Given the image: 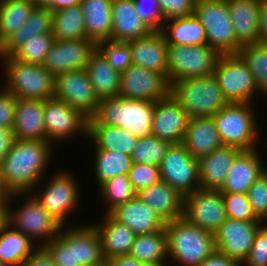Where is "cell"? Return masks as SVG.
<instances>
[{"label": "cell", "instance_id": "1", "mask_svg": "<svg viewBox=\"0 0 267 266\" xmlns=\"http://www.w3.org/2000/svg\"><path fill=\"white\" fill-rule=\"evenodd\" d=\"M53 148L48 141L14 139L0 165V181L5 192H32L45 179Z\"/></svg>", "mask_w": 267, "mask_h": 266}, {"label": "cell", "instance_id": "2", "mask_svg": "<svg viewBox=\"0 0 267 266\" xmlns=\"http://www.w3.org/2000/svg\"><path fill=\"white\" fill-rule=\"evenodd\" d=\"M169 266H199L215 250L214 234L189 223L184 217L166 222ZM171 260V261H170Z\"/></svg>", "mask_w": 267, "mask_h": 266}, {"label": "cell", "instance_id": "3", "mask_svg": "<svg viewBox=\"0 0 267 266\" xmlns=\"http://www.w3.org/2000/svg\"><path fill=\"white\" fill-rule=\"evenodd\" d=\"M16 198L25 200L18 208L13 204ZM8 225L25 234L33 242L36 241L38 247L56 238L63 226L42 207L31 192L9 194Z\"/></svg>", "mask_w": 267, "mask_h": 266}, {"label": "cell", "instance_id": "4", "mask_svg": "<svg viewBox=\"0 0 267 266\" xmlns=\"http://www.w3.org/2000/svg\"><path fill=\"white\" fill-rule=\"evenodd\" d=\"M155 102L120 96L100 100L93 116L100 124L121 127L137 137L152 135Z\"/></svg>", "mask_w": 267, "mask_h": 266}, {"label": "cell", "instance_id": "5", "mask_svg": "<svg viewBox=\"0 0 267 266\" xmlns=\"http://www.w3.org/2000/svg\"><path fill=\"white\" fill-rule=\"evenodd\" d=\"M3 88L21 99L46 100L54 97L55 77L40 64L24 63L17 59L1 57Z\"/></svg>", "mask_w": 267, "mask_h": 266}, {"label": "cell", "instance_id": "6", "mask_svg": "<svg viewBox=\"0 0 267 266\" xmlns=\"http://www.w3.org/2000/svg\"><path fill=\"white\" fill-rule=\"evenodd\" d=\"M170 94L190 118L212 117L228 104L214 74L172 82Z\"/></svg>", "mask_w": 267, "mask_h": 266}, {"label": "cell", "instance_id": "7", "mask_svg": "<svg viewBox=\"0 0 267 266\" xmlns=\"http://www.w3.org/2000/svg\"><path fill=\"white\" fill-rule=\"evenodd\" d=\"M253 105L249 102L228 103L212 116L223 146H233L241 150L257 148L261 135Z\"/></svg>", "mask_w": 267, "mask_h": 266}, {"label": "cell", "instance_id": "8", "mask_svg": "<svg viewBox=\"0 0 267 266\" xmlns=\"http://www.w3.org/2000/svg\"><path fill=\"white\" fill-rule=\"evenodd\" d=\"M194 15L204 26L208 45L220 55L237 54V40L227 0H197Z\"/></svg>", "mask_w": 267, "mask_h": 266}, {"label": "cell", "instance_id": "9", "mask_svg": "<svg viewBox=\"0 0 267 266\" xmlns=\"http://www.w3.org/2000/svg\"><path fill=\"white\" fill-rule=\"evenodd\" d=\"M219 57L220 54L208 44H167V79L172 83L185 78L212 75Z\"/></svg>", "mask_w": 267, "mask_h": 266}, {"label": "cell", "instance_id": "10", "mask_svg": "<svg viewBox=\"0 0 267 266\" xmlns=\"http://www.w3.org/2000/svg\"><path fill=\"white\" fill-rule=\"evenodd\" d=\"M40 181L32 191L35 198L42 207L57 219L63 226L68 220V216L77 210L80 200V186L74 175L68 171H57L51 174L50 179L44 185ZM42 188H41V187ZM38 187L42 190H37ZM44 187V189H43ZM37 193V194H36Z\"/></svg>", "mask_w": 267, "mask_h": 266}, {"label": "cell", "instance_id": "11", "mask_svg": "<svg viewBox=\"0 0 267 266\" xmlns=\"http://www.w3.org/2000/svg\"><path fill=\"white\" fill-rule=\"evenodd\" d=\"M213 74L228 103H253L259 94L255 77L238 54L220 55Z\"/></svg>", "mask_w": 267, "mask_h": 266}, {"label": "cell", "instance_id": "12", "mask_svg": "<svg viewBox=\"0 0 267 266\" xmlns=\"http://www.w3.org/2000/svg\"><path fill=\"white\" fill-rule=\"evenodd\" d=\"M88 121L81 111L74 109L66 102L50 98L44 100V127L46 141L63 143L77 134L88 138Z\"/></svg>", "mask_w": 267, "mask_h": 266}, {"label": "cell", "instance_id": "13", "mask_svg": "<svg viewBox=\"0 0 267 266\" xmlns=\"http://www.w3.org/2000/svg\"><path fill=\"white\" fill-rule=\"evenodd\" d=\"M160 178L184 197L200 189L199 162L182 144H172L159 165Z\"/></svg>", "mask_w": 267, "mask_h": 266}, {"label": "cell", "instance_id": "14", "mask_svg": "<svg viewBox=\"0 0 267 266\" xmlns=\"http://www.w3.org/2000/svg\"><path fill=\"white\" fill-rule=\"evenodd\" d=\"M54 98L66 102L74 109L81 111L88 118L96 114L100 103L85 69L56 75Z\"/></svg>", "mask_w": 267, "mask_h": 266}, {"label": "cell", "instance_id": "15", "mask_svg": "<svg viewBox=\"0 0 267 266\" xmlns=\"http://www.w3.org/2000/svg\"><path fill=\"white\" fill-rule=\"evenodd\" d=\"M183 217L189 223L214 234L227 219L222 192L200 188L186 195Z\"/></svg>", "mask_w": 267, "mask_h": 266}, {"label": "cell", "instance_id": "16", "mask_svg": "<svg viewBox=\"0 0 267 266\" xmlns=\"http://www.w3.org/2000/svg\"><path fill=\"white\" fill-rule=\"evenodd\" d=\"M169 94L170 83L164 74L134 64L121 72L120 97L156 102Z\"/></svg>", "mask_w": 267, "mask_h": 266}, {"label": "cell", "instance_id": "17", "mask_svg": "<svg viewBox=\"0 0 267 266\" xmlns=\"http://www.w3.org/2000/svg\"><path fill=\"white\" fill-rule=\"evenodd\" d=\"M263 221L226 219L214 233L215 248L239 266L247 259L258 229Z\"/></svg>", "mask_w": 267, "mask_h": 266}, {"label": "cell", "instance_id": "18", "mask_svg": "<svg viewBox=\"0 0 267 266\" xmlns=\"http://www.w3.org/2000/svg\"><path fill=\"white\" fill-rule=\"evenodd\" d=\"M95 49L96 44L87 38L54 39L42 66L54 77L64 72L86 69L89 56Z\"/></svg>", "mask_w": 267, "mask_h": 266}, {"label": "cell", "instance_id": "19", "mask_svg": "<svg viewBox=\"0 0 267 266\" xmlns=\"http://www.w3.org/2000/svg\"><path fill=\"white\" fill-rule=\"evenodd\" d=\"M188 112L169 94L155 102L152 135L181 144L189 122Z\"/></svg>", "mask_w": 267, "mask_h": 266}, {"label": "cell", "instance_id": "20", "mask_svg": "<svg viewBox=\"0 0 267 266\" xmlns=\"http://www.w3.org/2000/svg\"><path fill=\"white\" fill-rule=\"evenodd\" d=\"M258 148L242 150L233 161L222 187V193H247L255 180L267 170Z\"/></svg>", "mask_w": 267, "mask_h": 266}, {"label": "cell", "instance_id": "21", "mask_svg": "<svg viewBox=\"0 0 267 266\" xmlns=\"http://www.w3.org/2000/svg\"><path fill=\"white\" fill-rule=\"evenodd\" d=\"M109 215L128 226L136 235L151 234L165 228V222L137 195L112 210Z\"/></svg>", "mask_w": 267, "mask_h": 266}, {"label": "cell", "instance_id": "22", "mask_svg": "<svg viewBox=\"0 0 267 266\" xmlns=\"http://www.w3.org/2000/svg\"><path fill=\"white\" fill-rule=\"evenodd\" d=\"M126 43L129 45L134 65L168 75L167 43L161 31H152L148 36Z\"/></svg>", "mask_w": 267, "mask_h": 266}, {"label": "cell", "instance_id": "23", "mask_svg": "<svg viewBox=\"0 0 267 266\" xmlns=\"http://www.w3.org/2000/svg\"><path fill=\"white\" fill-rule=\"evenodd\" d=\"M11 130L14 139L46 141L44 100L17 98Z\"/></svg>", "mask_w": 267, "mask_h": 266}, {"label": "cell", "instance_id": "24", "mask_svg": "<svg viewBox=\"0 0 267 266\" xmlns=\"http://www.w3.org/2000/svg\"><path fill=\"white\" fill-rule=\"evenodd\" d=\"M137 196L148 204L165 223L183 217L184 196L162 180L141 189L137 192Z\"/></svg>", "mask_w": 267, "mask_h": 266}, {"label": "cell", "instance_id": "25", "mask_svg": "<svg viewBox=\"0 0 267 266\" xmlns=\"http://www.w3.org/2000/svg\"><path fill=\"white\" fill-rule=\"evenodd\" d=\"M111 14L110 41L127 42L148 36L152 32L150 27L137 15L133 0H113Z\"/></svg>", "mask_w": 267, "mask_h": 266}, {"label": "cell", "instance_id": "26", "mask_svg": "<svg viewBox=\"0 0 267 266\" xmlns=\"http://www.w3.org/2000/svg\"><path fill=\"white\" fill-rule=\"evenodd\" d=\"M236 40L241 45L259 43L260 0H227Z\"/></svg>", "mask_w": 267, "mask_h": 266}, {"label": "cell", "instance_id": "27", "mask_svg": "<svg viewBox=\"0 0 267 266\" xmlns=\"http://www.w3.org/2000/svg\"><path fill=\"white\" fill-rule=\"evenodd\" d=\"M242 150L233 146H222L198 159L201 189L219 190L233 161Z\"/></svg>", "mask_w": 267, "mask_h": 266}, {"label": "cell", "instance_id": "28", "mask_svg": "<svg viewBox=\"0 0 267 266\" xmlns=\"http://www.w3.org/2000/svg\"><path fill=\"white\" fill-rule=\"evenodd\" d=\"M181 144L197 159L223 146L213 117L190 118Z\"/></svg>", "mask_w": 267, "mask_h": 266}, {"label": "cell", "instance_id": "29", "mask_svg": "<svg viewBox=\"0 0 267 266\" xmlns=\"http://www.w3.org/2000/svg\"><path fill=\"white\" fill-rule=\"evenodd\" d=\"M101 238L104 260L129 255L136 234L109 214H104L100 223L93 224Z\"/></svg>", "mask_w": 267, "mask_h": 266}, {"label": "cell", "instance_id": "30", "mask_svg": "<svg viewBox=\"0 0 267 266\" xmlns=\"http://www.w3.org/2000/svg\"><path fill=\"white\" fill-rule=\"evenodd\" d=\"M96 148L120 152L131 156L139 137L133 133L112 125L100 124L94 117L88 121V138Z\"/></svg>", "mask_w": 267, "mask_h": 266}, {"label": "cell", "instance_id": "31", "mask_svg": "<svg viewBox=\"0 0 267 266\" xmlns=\"http://www.w3.org/2000/svg\"><path fill=\"white\" fill-rule=\"evenodd\" d=\"M52 24V11L36 6L25 24L0 45V58L11 56L31 36L52 33Z\"/></svg>", "mask_w": 267, "mask_h": 266}, {"label": "cell", "instance_id": "32", "mask_svg": "<svg viewBox=\"0 0 267 266\" xmlns=\"http://www.w3.org/2000/svg\"><path fill=\"white\" fill-rule=\"evenodd\" d=\"M85 70L99 100L119 95L121 73L109 66L108 61L97 48L89 56Z\"/></svg>", "mask_w": 267, "mask_h": 266}, {"label": "cell", "instance_id": "33", "mask_svg": "<svg viewBox=\"0 0 267 266\" xmlns=\"http://www.w3.org/2000/svg\"><path fill=\"white\" fill-rule=\"evenodd\" d=\"M113 0H82L87 39L95 44L111 40Z\"/></svg>", "mask_w": 267, "mask_h": 266}, {"label": "cell", "instance_id": "34", "mask_svg": "<svg viewBox=\"0 0 267 266\" xmlns=\"http://www.w3.org/2000/svg\"><path fill=\"white\" fill-rule=\"evenodd\" d=\"M161 32L167 44H208L205 28L194 14L166 20Z\"/></svg>", "mask_w": 267, "mask_h": 266}, {"label": "cell", "instance_id": "35", "mask_svg": "<svg viewBox=\"0 0 267 266\" xmlns=\"http://www.w3.org/2000/svg\"><path fill=\"white\" fill-rule=\"evenodd\" d=\"M37 248L38 245L29 237L8 224L0 230V261L3 266H22Z\"/></svg>", "mask_w": 267, "mask_h": 266}, {"label": "cell", "instance_id": "36", "mask_svg": "<svg viewBox=\"0 0 267 266\" xmlns=\"http://www.w3.org/2000/svg\"><path fill=\"white\" fill-rule=\"evenodd\" d=\"M90 224L74 225L75 266L104 265L101 238L95 226Z\"/></svg>", "mask_w": 267, "mask_h": 266}, {"label": "cell", "instance_id": "37", "mask_svg": "<svg viewBox=\"0 0 267 266\" xmlns=\"http://www.w3.org/2000/svg\"><path fill=\"white\" fill-rule=\"evenodd\" d=\"M129 256L155 266H169L165 228L151 234L136 235Z\"/></svg>", "mask_w": 267, "mask_h": 266}, {"label": "cell", "instance_id": "38", "mask_svg": "<svg viewBox=\"0 0 267 266\" xmlns=\"http://www.w3.org/2000/svg\"><path fill=\"white\" fill-rule=\"evenodd\" d=\"M52 35L56 40H80L87 38L81 5L52 12Z\"/></svg>", "mask_w": 267, "mask_h": 266}, {"label": "cell", "instance_id": "39", "mask_svg": "<svg viewBox=\"0 0 267 266\" xmlns=\"http://www.w3.org/2000/svg\"><path fill=\"white\" fill-rule=\"evenodd\" d=\"M93 170L96 184L99 188L103 183L117 175H128L132 165V158L129 155L98 149L94 146Z\"/></svg>", "mask_w": 267, "mask_h": 266}, {"label": "cell", "instance_id": "40", "mask_svg": "<svg viewBox=\"0 0 267 266\" xmlns=\"http://www.w3.org/2000/svg\"><path fill=\"white\" fill-rule=\"evenodd\" d=\"M36 6L25 0L0 1V45L25 24Z\"/></svg>", "mask_w": 267, "mask_h": 266}, {"label": "cell", "instance_id": "41", "mask_svg": "<svg viewBox=\"0 0 267 266\" xmlns=\"http://www.w3.org/2000/svg\"><path fill=\"white\" fill-rule=\"evenodd\" d=\"M237 54L255 77L259 94L267 96V45L260 43L242 45Z\"/></svg>", "mask_w": 267, "mask_h": 266}, {"label": "cell", "instance_id": "42", "mask_svg": "<svg viewBox=\"0 0 267 266\" xmlns=\"http://www.w3.org/2000/svg\"><path fill=\"white\" fill-rule=\"evenodd\" d=\"M99 193L106 203V211L104 214H109L116 207L129 201L137 195L133 189L132 183L128 175H117L112 179L103 183L99 188ZM108 204V205H107Z\"/></svg>", "mask_w": 267, "mask_h": 266}, {"label": "cell", "instance_id": "43", "mask_svg": "<svg viewBox=\"0 0 267 266\" xmlns=\"http://www.w3.org/2000/svg\"><path fill=\"white\" fill-rule=\"evenodd\" d=\"M56 266H75L74 225L62 226L56 238L43 246Z\"/></svg>", "mask_w": 267, "mask_h": 266}, {"label": "cell", "instance_id": "44", "mask_svg": "<svg viewBox=\"0 0 267 266\" xmlns=\"http://www.w3.org/2000/svg\"><path fill=\"white\" fill-rule=\"evenodd\" d=\"M171 145L154 135L140 137L131 155L132 162L159 166Z\"/></svg>", "mask_w": 267, "mask_h": 266}, {"label": "cell", "instance_id": "45", "mask_svg": "<svg viewBox=\"0 0 267 266\" xmlns=\"http://www.w3.org/2000/svg\"><path fill=\"white\" fill-rule=\"evenodd\" d=\"M53 41L52 33L31 36L11 57L24 63L42 65Z\"/></svg>", "mask_w": 267, "mask_h": 266}, {"label": "cell", "instance_id": "46", "mask_svg": "<svg viewBox=\"0 0 267 266\" xmlns=\"http://www.w3.org/2000/svg\"><path fill=\"white\" fill-rule=\"evenodd\" d=\"M96 48L106 58L109 66L120 73L133 64L131 51L126 42L101 41L96 44Z\"/></svg>", "mask_w": 267, "mask_h": 266}, {"label": "cell", "instance_id": "47", "mask_svg": "<svg viewBox=\"0 0 267 266\" xmlns=\"http://www.w3.org/2000/svg\"><path fill=\"white\" fill-rule=\"evenodd\" d=\"M228 219L261 221L252 211L247 193H222Z\"/></svg>", "mask_w": 267, "mask_h": 266}, {"label": "cell", "instance_id": "48", "mask_svg": "<svg viewBox=\"0 0 267 266\" xmlns=\"http://www.w3.org/2000/svg\"><path fill=\"white\" fill-rule=\"evenodd\" d=\"M251 208L261 221H267V170L251 185L247 192Z\"/></svg>", "mask_w": 267, "mask_h": 266}, {"label": "cell", "instance_id": "49", "mask_svg": "<svg viewBox=\"0 0 267 266\" xmlns=\"http://www.w3.org/2000/svg\"><path fill=\"white\" fill-rule=\"evenodd\" d=\"M128 176L136 192L161 180L159 166L152 164L132 162Z\"/></svg>", "mask_w": 267, "mask_h": 266}, {"label": "cell", "instance_id": "50", "mask_svg": "<svg viewBox=\"0 0 267 266\" xmlns=\"http://www.w3.org/2000/svg\"><path fill=\"white\" fill-rule=\"evenodd\" d=\"M135 11L152 31H161L165 22L158 0H133Z\"/></svg>", "mask_w": 267, "mask_h": 266}, {"label": "cell", "instance_id": "51", "mask_svg": "<svg viewBox=\"0 0 267 266\" xmlns=\"http://www.w3.org/2000/svg\"><path fill=\"white\" fill-rule=\"evenodd\" d=\"M241 266H267V228L264 225L256 232L251 250Z\"/></svg>", "mask_w": 267, "mask_h": 266}, {"label": "cell", "instance_id": "52", "mask_svg": "<svg viewBox=\"0 0 267 266\" xmlns=\"http://www.w3.org/2000/svg\"><path fill=\"white\" fill-rule=\"evenodd\" d=\"M197 0H158L165 21L194 14Z\"/></svg>", "mask_w": 267, "mask_h": 266}, {"label": "cell", "instance_id": "53", "mask_svg": "<svg viewBox=\"0 0 267 266\" xmlns=\"http://www.w3.org/2000/svg\"><path fill=\"white\" fill-rule=\"evenodd\" d=\"M16 97L7 92L1 87L0 90V127L12 129L15 109H16Z\"/></svg>", "mask_w": 267, "mask_h": 266}, {"label": "cell", "instance_id": "54", "mask_svg": "<svg viewBox=\"0 0 267 266\" xmlns=\"http://www.w3.org/2000/svg\"><path fill=\"white\" fill-rule=\"evenodd\" d=\"M22 266H56L52 256L43 247H38Z\"/></svg>", "mask_w": 267, "mask_h": 266}, {"label": "cell", "instance_id": "55", "mask_svg": "<svg viewBox=\"0 0 267 266\" xmlns=\"http://www.w3.org/2000/svg\"><path fill=\"white\" fill-rule=\"evenodd\" d=\"M199 266H239L233 259L215 250Z\"/></svg>", "mask_w": 267, "mask_h": 266}, {"label": "cell", "instance_id": "56", "mask_svg": "<svg viewBox=\"0 0 267 266\" xmlns=\"http://www.w3.org/2000/svg\"><path fill=\"white\" fill-rule=\"evenodd\" d=\"M82 0H38L37 7L49 8L52 12L71 6L80 5Z\"/></svg>", "mask_w": 267, "mask_h": 266}, {"label": "cell", "instance_id": "57", "mask_svg": "<svg viewBox=\"0 0 267 266\" xmlns=\"http://www.w3.org/2000/svg\"><path fill=\"white\" fill-rule=\"evenodd\" d=\"M103 266H155V265L144 263L135 258L130 257L129 255H125L105 260Z\"/></svg>", "mask_w": 267, "mask_h": 266}, {"label": "cell", "instance_id": "58", "mask_svg": "<svg viewBox=\"0 0 267 266\" xmlns=\"http://www.w3.org/2000/svg\"><path fill=\"white\" fill-rule=\"evenodd\" d=\"M13 134L11 129L0 127V165L10 150V146L13 142Z\"/></svg>", "mask_w": 267, "mask_h": 266}, {"label": "cell", "instance_id": "59", "mask_svg": "<svg viewBox=\"0 0 267 266\" xmlns=\"http://www.w3.org/2000/svg\"><path fill=\"white\" fill-rule=\"evenodd\" d=\"M260 39L259 43L267 45V0H260L259 13Z\"/></svg>", "mask_w": 267, "mask_h": 266}, {"label": "cell", "instance_id": "60", "mask_svg": "<svg viewBox=\"0 0 267 266\" xmlns=\"http://www.w3.org/2000/svg\"><path fill=\"white\" fill-rule=\"evenodd\" d=\"M9 195H0V230L8 224Z\"/></svg>", "mask_w": 267, "mask_h": 266}, {"label": "cell", "instance_id": "61", "mask_svg": "<svg viewBox=\"0 0 267 266\" xmlns=\"http://www.w3.org/2000/svg\"><path fill=\"white\" fill-rule=\"evenodd\" d=\"M0 195H9L5 192V190L2 187L1 181H0Z\"/></svg>", "mask_w": 267, "mask_h": 266}, {"label": "cell", "instance_id": "62", "mask_svg": "<svg viewBox=\"0 0 267 266\" xmlns=\"http://www.w3.org/2000/svg\"><path fill=\"white\" fill-rule=\"evenodd\" d=\"M25 1H30V2H33V3L37 4L38 0H25Z\"/></svg>", "mask_w": 267, "mask_h": 266}, {"label": "cell", "instance_id": "63", "mask_svg": "<svg viewBox=\"0 0 267 266\" xmlns=\"http://www.w3.org/2000/svg\"><path fill=\"white\" fill-rule=\"evenodd\" d=\"M263 225L267 228V221H264Z\"/></svg>", "mask_w": 267, "mask_h": 266}]
</instances>
